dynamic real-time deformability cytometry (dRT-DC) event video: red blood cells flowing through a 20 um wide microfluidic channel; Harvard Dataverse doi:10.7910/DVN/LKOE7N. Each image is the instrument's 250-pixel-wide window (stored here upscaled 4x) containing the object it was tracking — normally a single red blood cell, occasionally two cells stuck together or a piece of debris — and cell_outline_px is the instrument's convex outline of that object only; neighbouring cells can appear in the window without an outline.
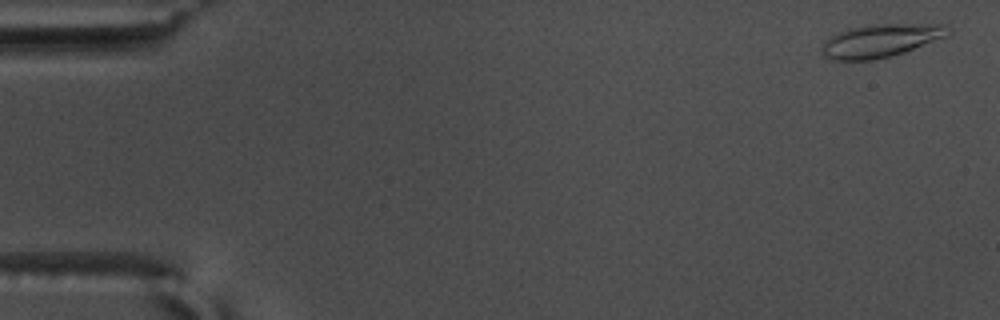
{"species": "common noctule bat (a hibernating species)", "species_latin": "Nyctalus noctula", "temperature_condition": "warm", "stored_images_in_passage": 55, "camera_frame_rate_fps": 3000, "um_per_image_px": 0.085, "animal": {"sex": "male", "body_mass_g": 17.5, "forearm_length_mm": 52.3}, "frame": {"image": 1, "passage_image": 2, "time_ms": 0.333, "image_size_px": [1000, 320], "cell_outline_px": [[952, 28], [944, 36], [904, 52], [872, 60], [836, 60], [824, 56], [820, 52], [824, 40], [848, 28], [872, 24], [944, 24]], "centroid_in_image_um": [74.8, 3.44], "position_along_channel_um": 10.2, "area_um2": 23.99}}
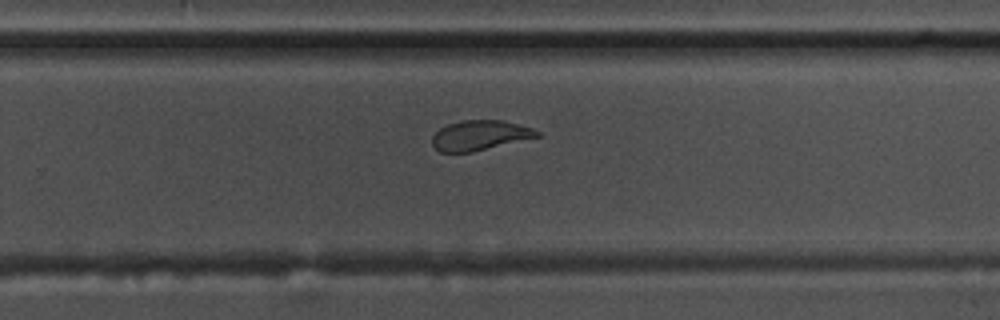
{"frame": {"image": 2, "passage_image": 36, "time_ms": 11.667, "image_size_px": [1000, 320], "cell_outline_px": [[544, 136], [472, 152], [440, 152], [432, 144], [432, 136], [440, 128], [448, 124], [460, 120], [504, 120], [532, 128], [540, 132]], "centroid_in_image_um": [40.83, 11.5], "position_along_channel_um": 289.0, "area_um2": 18.5}}
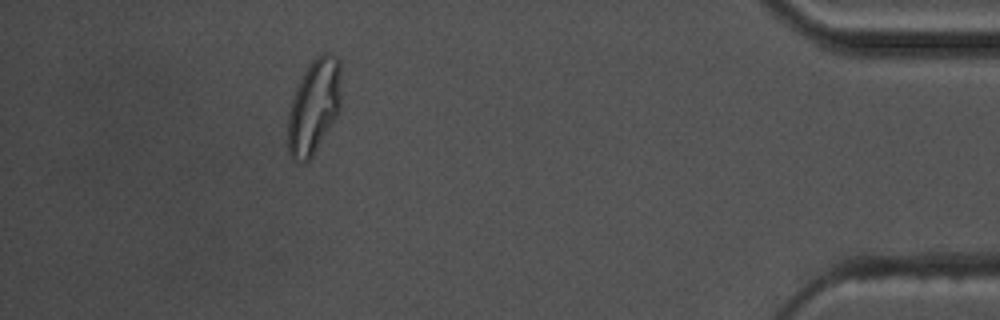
{"frame": {"image": 3, "passage_image": 50, "time_ms": 16.333, "image_size_px": [1000, 320], "cell_outline_px": [[340, 108], [336, 116], [312, 156], [308, 160], [292, 160], [288, 152], [288, 112], [296, 88], [308, 64], [320, 52], [328, 52], [336, 56], [340, 60]], "centroid_in_image_um": [26.68, 8.99], "position_along_channel_um": 408.5, "area_um2": 29.19}, "authors_computed_cell_mechanics": {"area_um2": 20.9236, "velocity_mm_per_s": 3.6969, "shape_relaxation_time_tau1_ms": 9.5906, "shape_relaxation_time_tau2_ms": 1.2967, "deformation_change_tau1": 0.2553, "deformation_change_tau2": 0.0803}}